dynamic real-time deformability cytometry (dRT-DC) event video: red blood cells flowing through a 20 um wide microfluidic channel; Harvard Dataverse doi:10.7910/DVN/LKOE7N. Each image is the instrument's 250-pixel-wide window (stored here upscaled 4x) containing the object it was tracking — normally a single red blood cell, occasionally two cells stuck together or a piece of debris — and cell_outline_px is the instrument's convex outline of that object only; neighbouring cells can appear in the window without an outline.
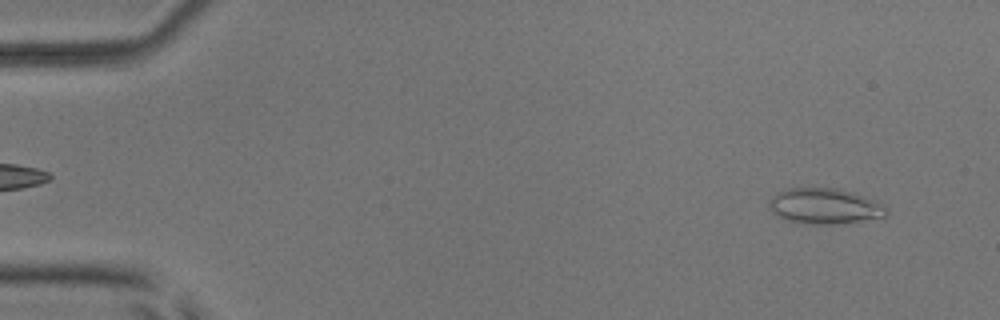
{"species": "common noctule bat (a hibernating species)", "species_latin": "Nyctalus noctula", "temperature_condition": "room temperature", "stored_images_in_passage": 54, "camera_frame_rate_fps": 3000, "um_per_image_px": 0.085, "animal": {"sex": "male", "body_mass_g": 17.9, "forearm_length_mm": 54.2}, "frame": {"image": 1, "passage_image": 4, "time_ms": 1.0, "image_size_px": [1000, 320], "cell_outline_px": [[888, 216], [852, 224], [804, 224], [788, 220], [772, 212], [768, 208], [768, 200], [776, 192], [788, 188], [836, 188], [852, 192], [876, 200], [884, 204], [888, 208]], "centroid_in_image_um": [70.15, 17.54], "position_along_channel_um": 14.9, "area_um2": 25.03}}
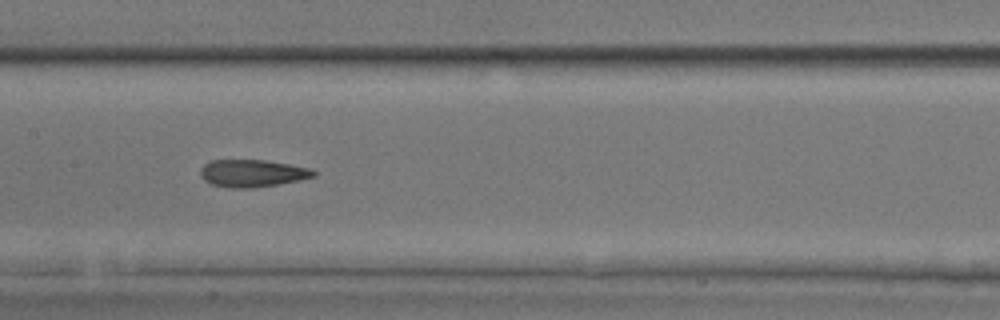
{"frame": {"image": 2, "passage_image": 27, "time_ms": 8.667, "image_size_px": [1000, 320], "cell_outline_px": [[316, 176], [300, 180], [252, 188], [228, 188], [212, 184], [204, 180], [200, 176], [200, 168], [204, 164], [212, 160], [264, 160], [312, 168], [316, 172]], "centroid_in_image_um": [21.44, 14.73], "position_along_channel_um": 186.0, "area_um2": 18.09}}
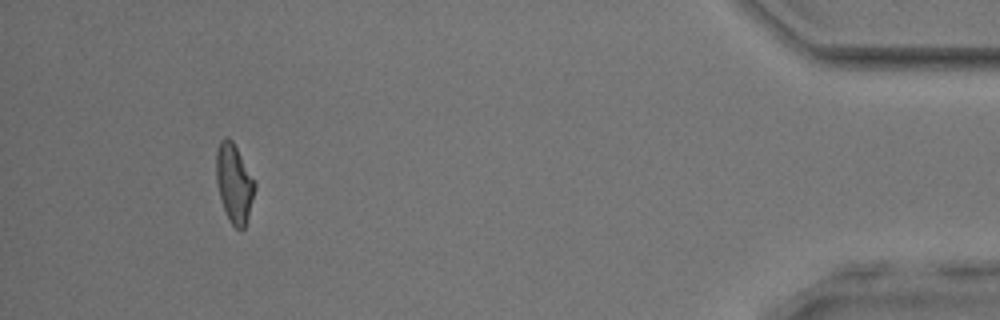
{"frame": {"image": 3, "passage_image": 50, "time_ms": 16.333, "image_size_px": [1000, 320], "cell_outline_px": [[256, 188], [248, 216], [244, 228], [240, 232], [228, 220], [220, 196], [216, 180], [216, 152], [220, 140], [224, 136], [228, 136], [232, 140], [256, 180]], "centroid_in_image_um": [19.92, 15.55], "position_along_channel_um": 415.3, "area_um2": 17.92}, "authors_computed_cell_mechanics": {"area_um2": 18.4093, "velocity_mm_per_s": 3.8319, "shape_relaxation_time_tau1_ms": 9.4531, "shape_relaxation_time_tau2_ms": 3.0281, "deformation_change_tau1": 0.2503, "deformation_change_tau2": 0.1126}}